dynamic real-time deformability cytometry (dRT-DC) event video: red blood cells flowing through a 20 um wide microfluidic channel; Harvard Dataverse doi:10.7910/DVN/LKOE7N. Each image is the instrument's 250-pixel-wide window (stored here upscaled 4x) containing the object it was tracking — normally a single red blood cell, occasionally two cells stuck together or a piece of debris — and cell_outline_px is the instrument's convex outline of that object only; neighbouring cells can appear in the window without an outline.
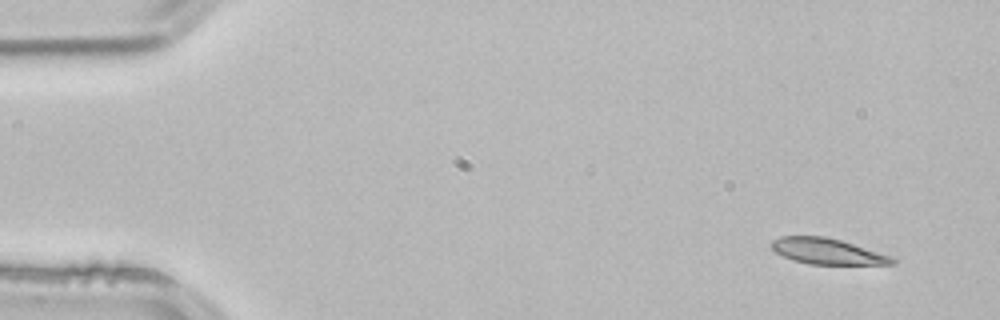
{"species": "common noctule bat (a hibernating species)", "species_latin": "Nyctalus noctula", "temperature_condition": "room temperature", "stored_images_in_passage": 3, "camera_frame_rate_fps": 3000, "um_per_image_px": 0.085, "animal": {"sex": "male", "body_mass_g": 21.5, "forearm_length_mm": 52.0}, "frame": {"image": 1, "passage_image": 1, "time_ms": 0.0, "image_size_px": [1000, 320], "cell_outline_px": [[896, 264], [808, 264], [784, 256], [776, 252], [772, 248], [772, 240], [780, 236], [824, 236], [840, 240], [888, 256], [896, 260]], "centroid_in_image_um": [70.27, 21.36], "position_along_channel_um": 14.7, "area_um2": 17.63}}